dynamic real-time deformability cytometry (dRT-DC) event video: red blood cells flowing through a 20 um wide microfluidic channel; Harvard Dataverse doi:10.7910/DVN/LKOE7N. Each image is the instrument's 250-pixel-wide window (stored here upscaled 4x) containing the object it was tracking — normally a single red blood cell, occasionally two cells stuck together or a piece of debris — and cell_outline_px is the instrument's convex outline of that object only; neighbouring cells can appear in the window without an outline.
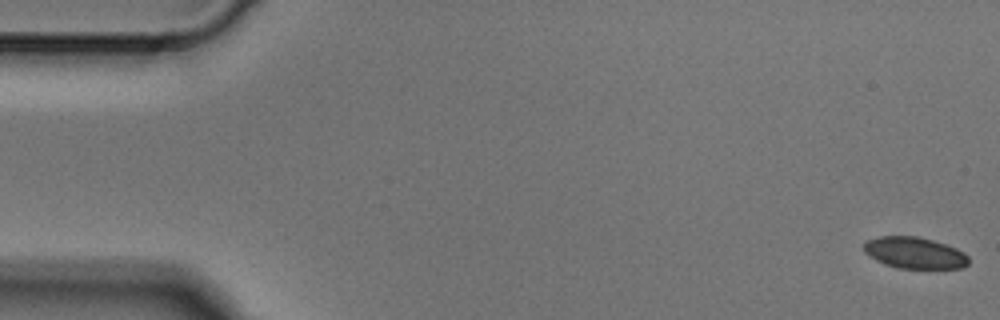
{"species": "Egyptian fruit bat (a non-hibernating species)", "species_latin": "Rousettus aegyptiacus", "temperature_condition": "cold", "stored_images_in_passage": 7, "camera_frame_rate_fps": 3000, "um_per_image_px": 0.085, "animal": {"sex": "male"}, "frame": {"image": 1, "passage_image": 1, "time_ms": 0.0, "image_size_px": [1000, 320], "cell_outline_px": [[968, 264], [964, 268], [900, 268], [884, 264], [868, 256], [864, 252], [864, 240], [880, 236], [916, 236], [932, 240], [956, 248], [964, 252], [968, 256]], "centroid_in_image_um": [77.71, 21.49], "position_along_channel_um": 7.3, "area_um2": 19.25}}
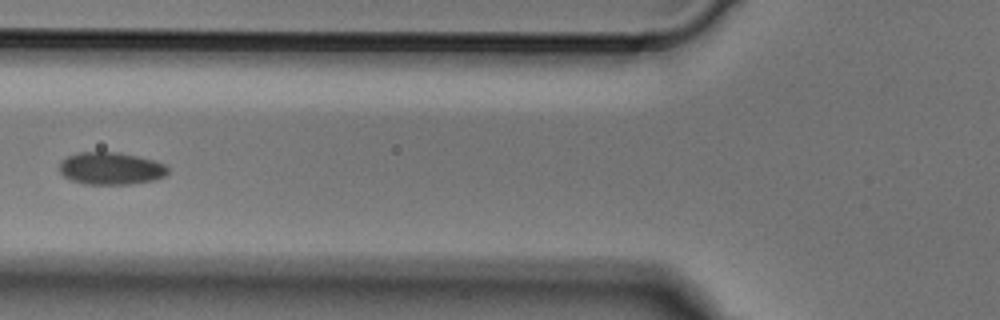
{"frame": {"image": 2, "passage_image": 6, "time_ms": 1.667, "image_size_px": [1000, 320], "cell_outline_px": [[168, 172], [164, 176], [152, 180], [132, 184], [84, 184], [68, 180], [60, 172], [60, 160], [68, 156], [80, 152], [116, 152], [136, 156], [152, 160], [164, 164], [168, 168]], "centroid_in_image_um": [9.38, 14.32], "position_along_channel_um": 116.4, "area_um2": 20.4}}
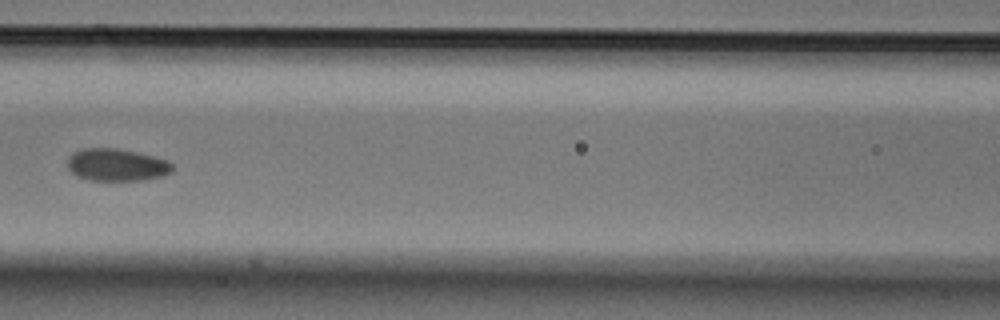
{"frame": {"image": 3, "passage_image": 7, "time_ms": 2.0, "image_size_px": [1000, 320], "cell_outline_px": [[176, 168], [172, 172], [164, 176], [144, 180], [88, 180], [76, 176], [68, 168], [68, 156], [72, 152], [84, 148], [116, 148], [136, 152], [168, 160]], "centroid_in_image_um": [9.93, 14.02], "position_along_channel_um": 156.7, "area_um2": 20.0}}